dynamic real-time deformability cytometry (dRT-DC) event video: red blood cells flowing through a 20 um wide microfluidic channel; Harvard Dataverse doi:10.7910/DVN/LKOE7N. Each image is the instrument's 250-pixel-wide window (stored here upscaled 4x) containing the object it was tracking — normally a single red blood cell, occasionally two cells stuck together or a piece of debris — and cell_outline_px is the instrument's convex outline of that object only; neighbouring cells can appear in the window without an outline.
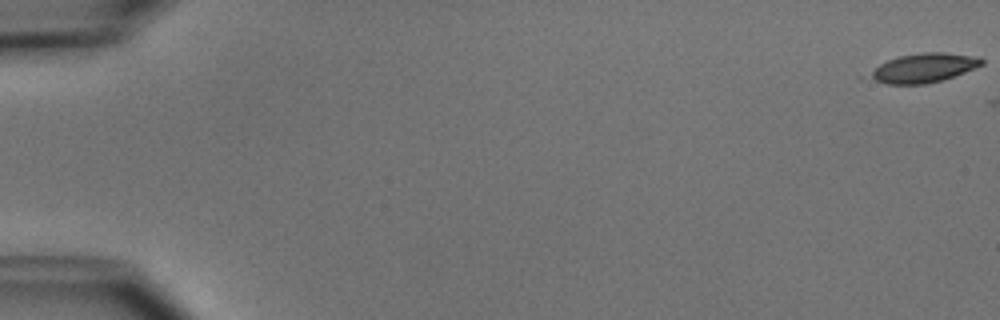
{"species": "common noctule bat (a hibernating species)", "species_latin": "Nyctalus noctula", "temperature_condition": "cold", "stored_images_in_passage": 6, "camera_frame_rate_fps": 3000, "um_per_image_px": 0.085, "animal": {"sex": "male", "body_mass_g": 15.6}, "frame": {"image": 1, "passage_image": 1, "time_ms": 0.0, "image_size_px": [1000, 320], "cell_outline_px": [[984, 64], [964, 72], [928, 84], [888, 84], [860, 80], [856, 76], [888, 60], [900, 56], [924, 52], [944, 52], [980, 56], [984, 60]], "centroid_in_image_um": [78.3, 5.8], "position_along_channel_um": 6.7, "area_um2": 19.88}}